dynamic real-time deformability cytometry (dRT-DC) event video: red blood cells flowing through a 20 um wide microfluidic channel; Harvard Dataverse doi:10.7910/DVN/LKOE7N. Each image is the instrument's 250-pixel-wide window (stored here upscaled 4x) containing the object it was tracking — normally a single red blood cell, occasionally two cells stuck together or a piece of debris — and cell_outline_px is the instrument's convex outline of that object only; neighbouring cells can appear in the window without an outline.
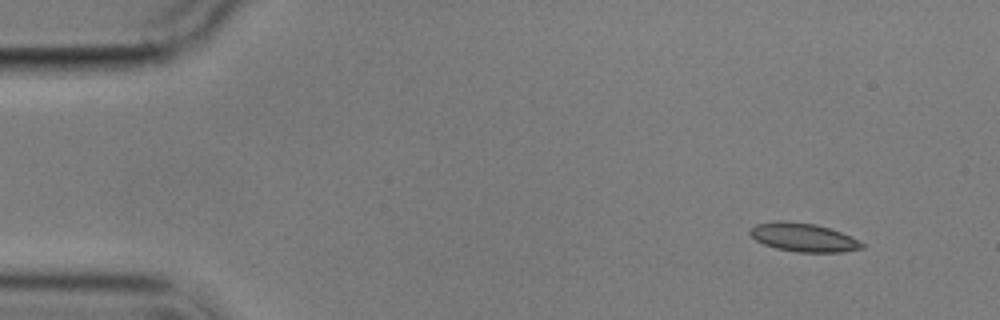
{"species": "common noctule bat (a hibernating species)", "species_latin": "Nyctalus noctula", "temperature_condition": "cold", "stored_images_in_passage": 5, "camera_frame_rate_fps": 3000, "um_per_image_px": 0.085, "animal": {"sex": "male", "body_mass_g": 17.9}, "frame": {"image": 1, "passage_image": 1, "time_ms": 0.0, "image_size_px": [1000, 320], "cell_outline_px": [[864, 248], [844, 252], [796, 252], [776, 248], [764, 244], [756, 240], [748, 232], [756, 224], [776, 220], [784, 220], [816, 224], [852, 236], [864, 244]], "centroid_in_image_um": [68.3, 20.17], "position_along_channel_um": 16.7, "area_um2": 18.67}}
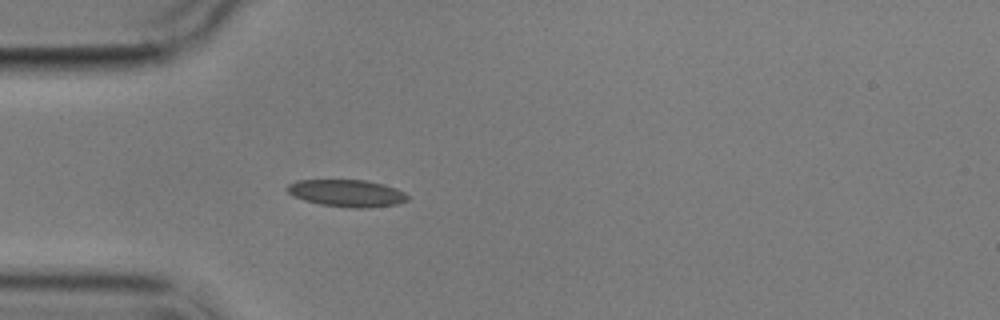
{"frame": {"image": 2, "passage_image": 4, "time_ms": 3.667, "image_size_px": [1000, 320], "cell_outline_px": [[408, 200], [396, 204], [368, 208], [352, 208], [320, 204], [304, 200], [292, 196], [284, 188], [288, 184], [296, 180], [364, 180], [384, 184], [396, 188], [404, 192], [408, 196]], "centroid_in_image_um": [29.46, 16.42], "position_along_channel_um": 55.5, "area_um2": 19.13}}